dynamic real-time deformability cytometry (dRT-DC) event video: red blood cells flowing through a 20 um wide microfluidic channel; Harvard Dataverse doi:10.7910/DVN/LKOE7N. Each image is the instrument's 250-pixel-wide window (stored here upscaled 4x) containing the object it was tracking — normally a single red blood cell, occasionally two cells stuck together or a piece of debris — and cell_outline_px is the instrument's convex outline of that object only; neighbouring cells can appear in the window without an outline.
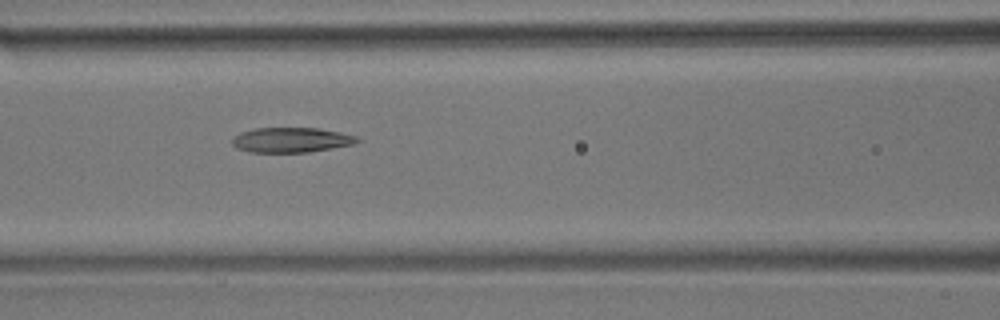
{"species": "common noctule bat (a hibernating species)", "species_latin": "Nyctalus noctula", "temperature_condition": "room temperature", "stored_images_in_passage": 8, "camera_frame_rate_fps": 3000, "um_per_image_px": 0.085, "animal": {"sex": "male", "body_mass_g": 17.9}, "frame": {"image": 1, "passage_image": 7, "time_ms": 6.667, "image_size_px": [1000, 320], "cell_outline_px": [[360, 140], [352, 144], [332, 148], [308, 152], [248, 152], [236, 148], [232, 144], [232, 140], [240, 132], [252, 128], [320, 128], [340, 132], [356, 136]], "centroid_in_image_um": [24.72, 11.89], "position_along_channel_um": 141.9, "area_um2": 18.15}}
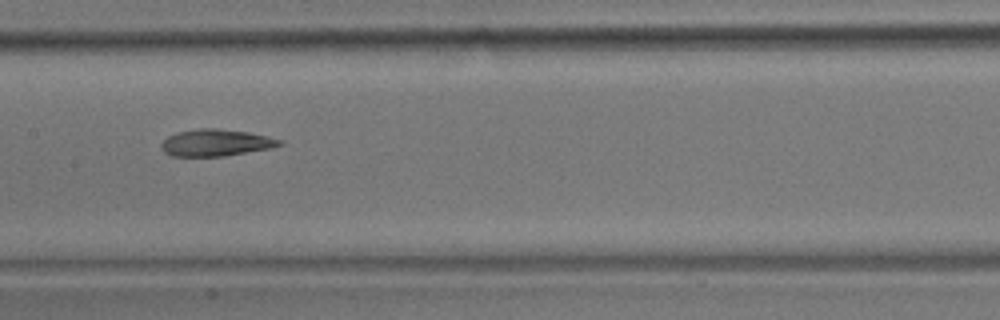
{"frame": {"image": 2, "passage_image": 8, "time_ms": 8.0, "image_size_px": [1000, 320], "cell_outline_px": [[284, 144], [272, 148], [224, 156], [172, 156], [164, 152], [160, 148], [160, 144], [168, 136], [176, 132], [200, 128], [216, 128], [248, 132], [268, 136], [284, 140]], "centroid_in_image_um": [18.37, 12.13], "position_along_channel_um": 189.0, "area_um2": 18.67}}